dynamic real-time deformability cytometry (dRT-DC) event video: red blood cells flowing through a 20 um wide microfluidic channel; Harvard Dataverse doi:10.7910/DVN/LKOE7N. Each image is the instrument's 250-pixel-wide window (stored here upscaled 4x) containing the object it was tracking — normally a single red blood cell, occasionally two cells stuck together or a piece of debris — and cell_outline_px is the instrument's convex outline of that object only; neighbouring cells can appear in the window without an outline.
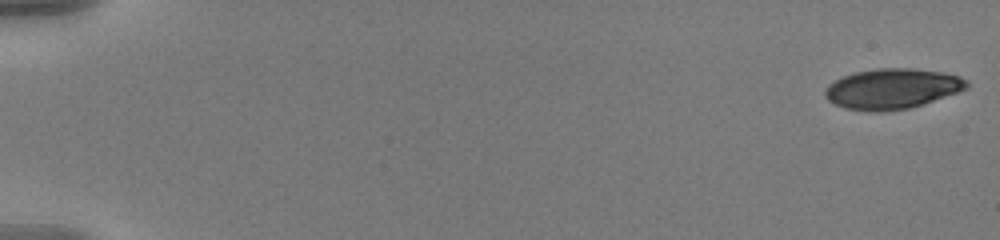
{"species": "human", "species_latin": "Homo sapiens", "temperature_condition": "warm", "stored_images_in_passage": 57, "camera_frame_rate_fps": 3000, "um_per_image_px": 0.085, "donor": {"sex": "male"}, "frame": {"image": 1, "passage_image": 1, "time_ms": 0.0, "image_size_px": [1000, 240], "cell_outline_px": [[968, 88], [924, 104], [908, 108], [880, 112], [872, 112], [844, 108], [828, 100], [824, 96], [824, 88], [828, 84], [844, 76], [856, 72], [876, 68], [912, 68], [940, 72], [960, 76], [968, 80]], "centroid_in_image_um": [75.82, 7.55], "position_along_channel_um": 9.2, "area_um2": 33.29}}
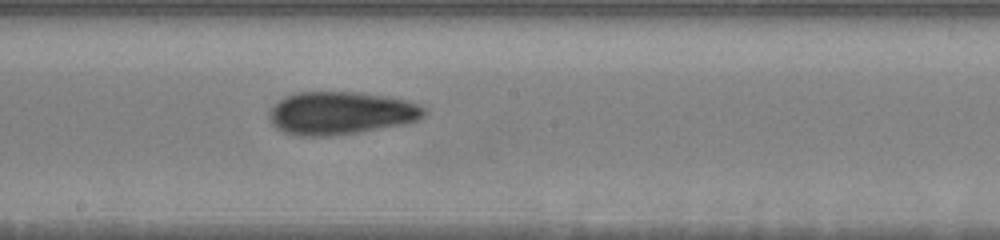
{"frame": {"image": 2, "passage_image": 33, "time_ms": 10.667, "image_size_px": [1000, 240], "cell_outline_px": [[428, 112], [420, 120], [404, 124], [360, 132], [328, 136], [300, 136], [284, 132], [276, 128], [272, 124], [268, 116], [268, 112], [284, 96], [296, 92], [360, 92], [388, 96], [408, 100], [428, 108]], "centroid_in_image_um": [29.01, 9.61], "position_along_channel_um": 219.2, "area_um2": 39.19}}
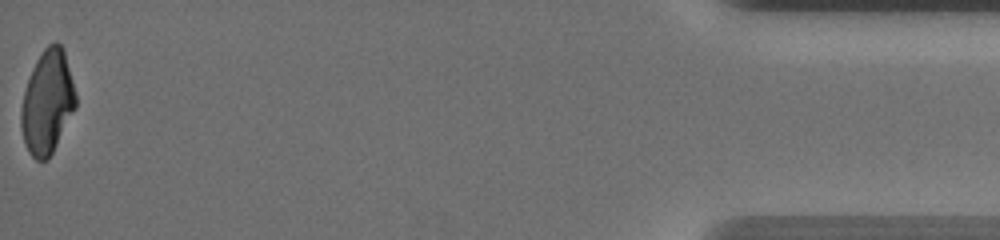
{"frame": {"image": 3, "passage_image": 57, "time_ms": 18.667, "image_size_px": [1000, 240], "cell_outline_px": [[76, 108], [48, 160], [36, 160], [28, 152], [20, 128], [20, 108], [24, 92], [32, 68], [36, 60], [44, 48], [48, 44], [56, 40], [64, 48], [76, 96]], "centroid_in_image_um": [4.02, 8.68], "position_along_channel_um": 431.2, "area_um2": 33.06}, "authors_computed_cell_mechanics": {"area_um2": 35.3158, "velocity_mm_per_s": 3.6458, "shape_relaxation_time_tau1_ms": 5.8873, "shape_relaxation_time_tau2_ms": 3.0616, "deformation_change_tau1": 0.1805, "deformation_change_tau2": 0.1}}